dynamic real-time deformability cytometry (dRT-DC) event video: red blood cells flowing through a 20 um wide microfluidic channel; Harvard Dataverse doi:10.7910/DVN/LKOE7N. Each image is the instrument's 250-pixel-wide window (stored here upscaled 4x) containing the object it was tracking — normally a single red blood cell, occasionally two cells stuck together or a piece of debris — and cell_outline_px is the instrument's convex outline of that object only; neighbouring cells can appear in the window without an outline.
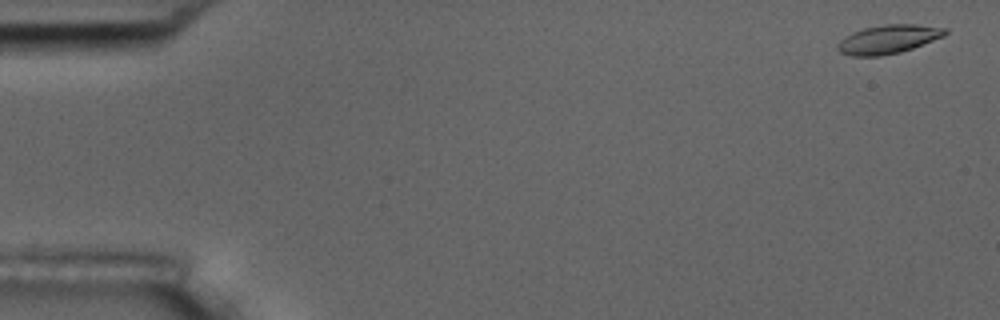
{"species": "common noctule bat (a hibernating species)", "species_latin": "Nyctalus noctula", "temperature_condition": "room temperature", "stored_images_in_passage": 15, "camera_frame_rate_fps": 3000, "um_per_image_px": 0.085, "animal": {"sex": "male", "body_mass_g": 17.5, "forearm_length_mm": 52.3}, "frame": {"image": 1, "passage_image": 1, "time_ms": 0.0, "image_size_px": [1000, 320], "cell_outline_px": [[948, 32], [944, 36], [912, 48], [900, 52], [880, 56], [852, 56], [840, 52], [836, 48], [836, 44], [844, 36], [852, 32], [864, 28], [884, 24], [916, 24], [948, 28]], "centroid_in_image_um": [75.48, 3.33], "position_along_channel_um": 9.5, "area_um2": 18.09}}
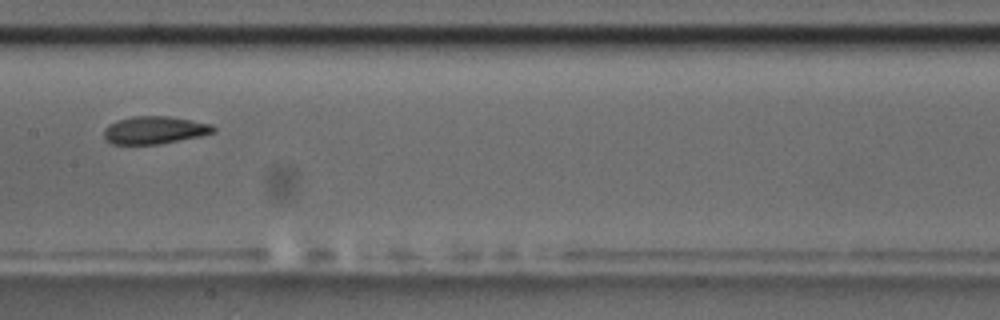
{"frame": {"image": 2, "passage_image": 8, "time_ms": 2.333, "image_size_px": [1000, 320], "cell_outline_px": [[216, 132], [200, 136], [156, 144], [112, 144], [104, 136], [104, 128], [108, 124], [116, 120], [132, 116], [168, 116], [192, 120], [212, 124], [216, 128]], "centroid_in_image_um": [13.14, 11.04], "position_along_channel_um": 194.3, "area_um2": 17.63}}
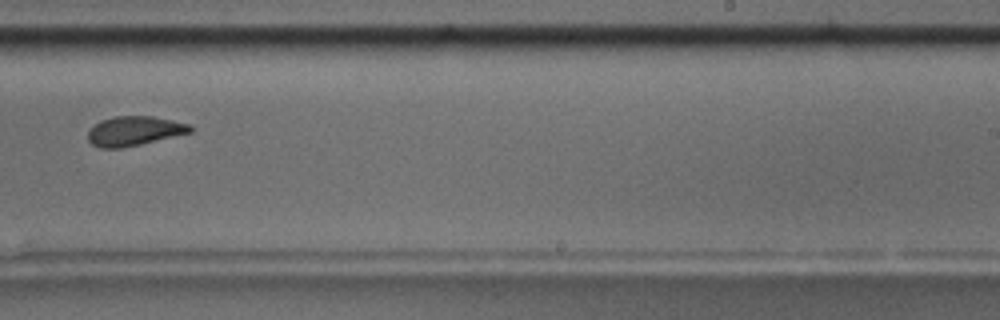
{"frame": {"image": 3, "passage_image": 10, "time_ms": 3.0, "image_size_px": [1000, 320], "cell_outline_px": [[192, 132], [140, 144], [120, 148], [100, 148], [92, 144], [88, 140], [88, 128], [100, 120], [112, 116], [152, 116], [172, 120], [188, 124], [192, 128]], "centroid_in_image_um": [11.35, 11.12], "position_along_channel_um": 277.6, "area_um2": 17.57}}